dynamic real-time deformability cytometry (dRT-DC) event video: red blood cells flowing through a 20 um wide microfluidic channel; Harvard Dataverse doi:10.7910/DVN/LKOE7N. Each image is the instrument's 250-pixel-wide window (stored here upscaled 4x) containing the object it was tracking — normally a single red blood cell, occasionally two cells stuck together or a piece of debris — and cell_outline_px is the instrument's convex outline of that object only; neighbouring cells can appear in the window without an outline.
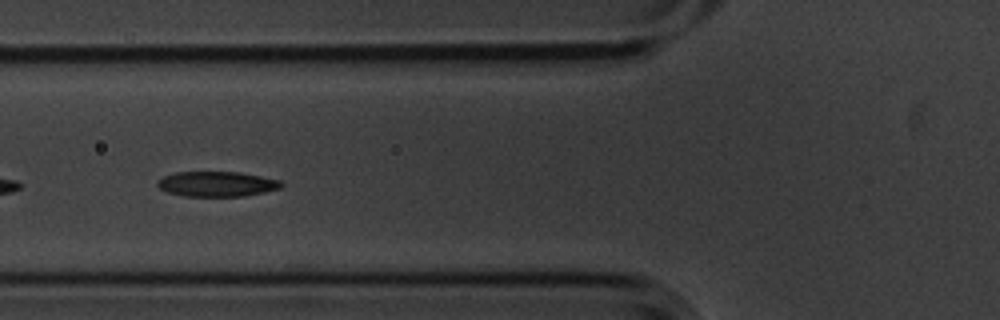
{"species": "common noctule bat (a hibernating species)", "species_latin": "Nyctalus noctula", "temperature_condition": "cold", "stored_images_in_passage": 20, "camera_frame_rate_fps": 3000, "um_per_image_px": 0.085, "animal": {"sex": "male", "body_mass_g": 20.1, "forearm_length_mm": 53.5}, "frame": {"image": 1, "passage_image": 6, "time_ms": 1.667, "image_size_px": [1000, 320], "cell_outline_px": [[284, 184], [280, 188], [264, 192], [244, 196], [184, 196], [168, 192], [160, 188], [156, 184], [164, 176], [176, 172], [240, 172], [280, 180]], "centroid_in_image_um": [18.45, 15.64], "position_along_channel_um": 107.3, "area_um2": 17.98}}
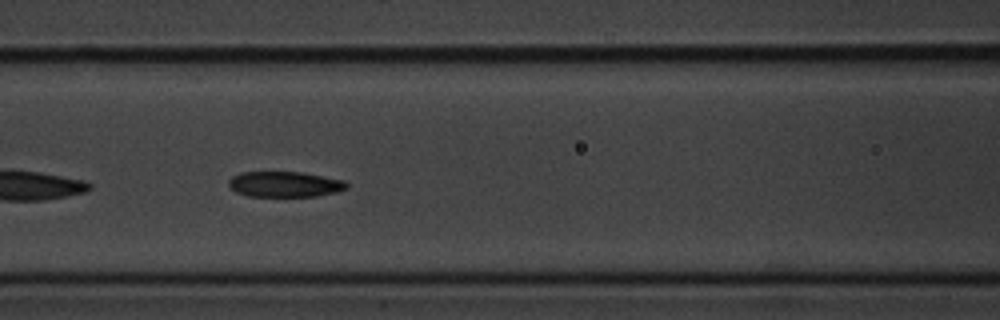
{"frame": {"image": 2, "passage_image": 9, "time_ms": 2.667, "image_size_px": [1000, 320], "cell_outline_px": [[348, 188], [336, 192], [316, 196], [248, 196], [236, 192], [228, 184], [228, 180], [232, 176], [244, 172], [300, 172], [344, 180], [348, 184]], "centroid_in_image_um": [24.21, 15.66], "position_along_channel_um": 142.4, "area_um2": 17.46}}